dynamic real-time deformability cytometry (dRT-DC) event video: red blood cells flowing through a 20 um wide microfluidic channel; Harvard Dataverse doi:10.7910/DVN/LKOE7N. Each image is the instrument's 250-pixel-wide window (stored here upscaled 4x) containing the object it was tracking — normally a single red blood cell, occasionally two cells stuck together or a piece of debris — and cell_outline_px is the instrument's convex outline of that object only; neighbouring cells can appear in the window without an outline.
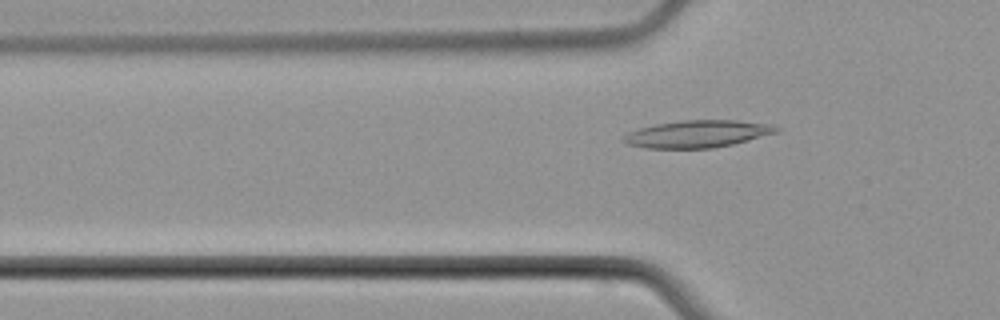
{"species": "common noctule bat (a hibernating species)", "species_latin": "Nyctalus noctula", "temperature_condition": "cold", "stored_images_in_passage": 6, "camera_frame_rate_fps": 3000, "um_per_image_px": 0.085, "animal": {"sex": "male", "body_mass_g": 21.5, "forearm_length_mm": 52.0}, "frame": {"image": 1, "passage_image": 4, "time_ms": 5.0, "image_size_px": [1000, 320], "cell_outline_px": [[780, 132], [732, 144], [712, 148], [644, 148], [628, 144], [620, 140], [628, 132], [640, 128], [656, 124], [680, 120], [736, 120], [772, 124], [780, 128]], "centroid_in_image_um": [59.3, 11.38], "position_along_channel_um": 66.5, "area_um2": 24.33}}
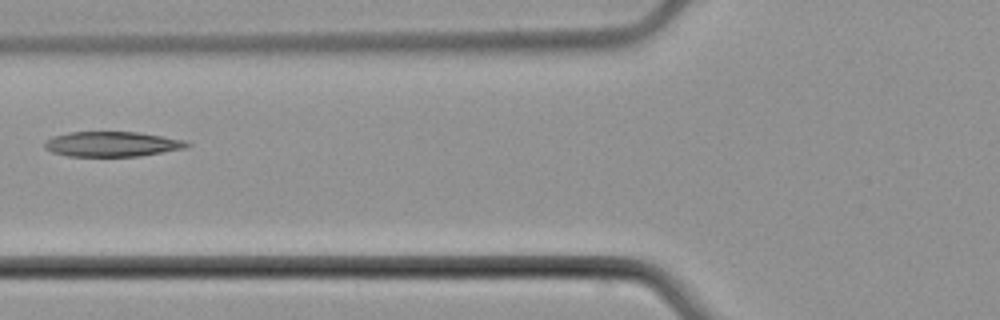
{"frame": {"image": 2, "passage_image": 5, "time_ms": 6.333, "image_size_px": [1000, 320], "cell_outline_px": [[192, 144], [188, 148], [140, 156], [68, 156], [52, 152], [44, 148], [44, 144], [52, 136], [68, 132], [136, 132], [188, 140]], "centroid_in_image_um": [9.58, 12.25], "position_along_channel_um": 116.2, "area_um2": 20.92}}
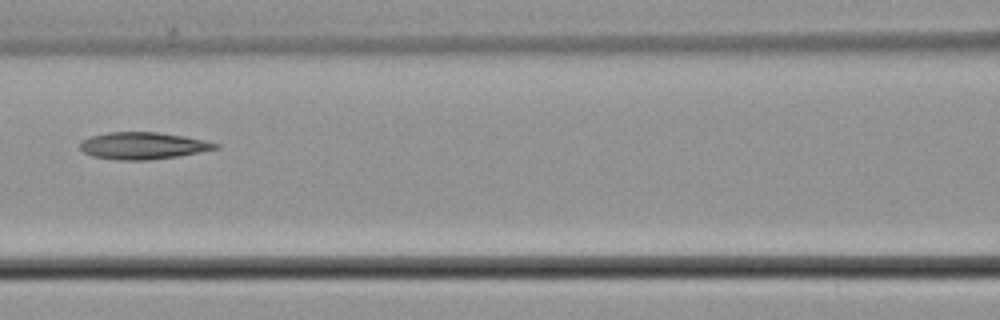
{"frame": {"image": 3, "passage_image": 6, "time_ms": 7.333, "image_size_px": [1000, 320], "cell_outline_px": [[220, 148], [176, 156], [148, 160], [116, 160], [92, 156], [84, 152], [80, 148], [80, 140], [92, 136], [108, 132], [156, 132], [184, 136], [204, 140], [220, 144]], "centroid_in_image_um": [12.13, 12.38], "position_along_channel_um": 154.5, "area_um2": 21.21}}